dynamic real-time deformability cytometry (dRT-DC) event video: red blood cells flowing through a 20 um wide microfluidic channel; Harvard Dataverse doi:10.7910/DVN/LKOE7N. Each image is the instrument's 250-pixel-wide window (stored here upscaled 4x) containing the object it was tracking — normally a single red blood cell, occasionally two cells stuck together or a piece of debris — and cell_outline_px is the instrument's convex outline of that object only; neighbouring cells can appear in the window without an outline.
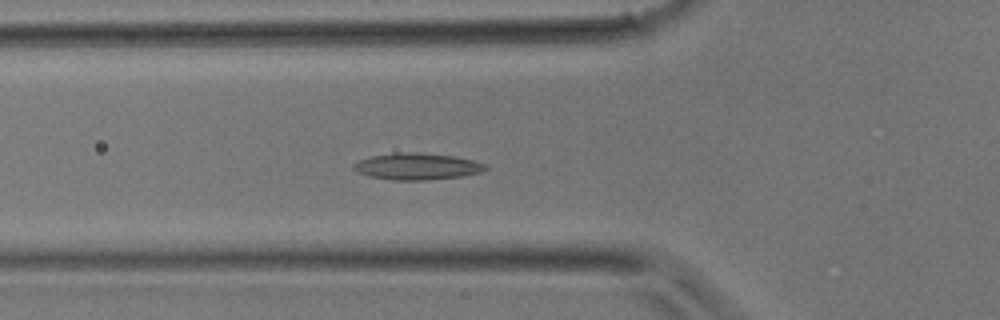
{"species": "common noctule bat (a hibernating species)", "species_latin": "Nyctalus noctula", "temperature_condition": "room temperature", "stored_images_in_passage": 37, "camera_frame_rate_fps": 3000, "um_per_image_px": 0.085, "animal": {"sex": "male", "body_mass_g": 17.9}, "frame": {"image": 1, "passage_image": 12, "time_ms": 3.667, "image_size_px": [1000, 320], "cell_outline_px": [[488, 168], [480, 172], [464, 176], [424, 180], [392, 180], [368, 176], [356, 172], [352, 168], [352, 164], [360, 160], [372, 156], [396, 152], [420, 152], [452, 156], [472, 160], [488, 164]], "centroid_in_image_um": [35.43, 14.14], "position_along_channel_um": 90.4, "area_um2": 20.58}}
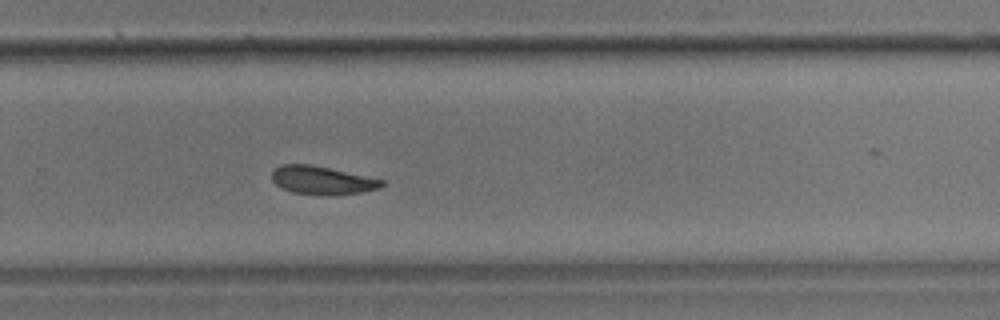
{"frame": {"image": 2, "passage_image": 24, "time_ms": 7.667, "image_size_px": [1000, 320], "cell_outline_px": [[384, 184], [380, 188], [360, 192], [292, 192], [276, 184], [272, 180], [272, 172], [280, 164], [308, 164], [328, 168], [384, 180]], "centroid_in_image_um": [27.34, 15.27], "position_along_channel_um": 302.5, "area_um2": 16.88}}
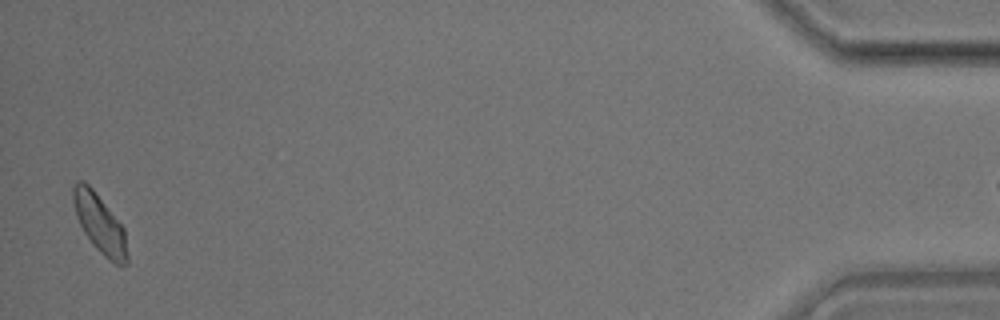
{"frame": {"image": 3, "passage_image": 36, "time_ms": 11.667, "image_size_px": [1000, 320], "cell_outline_px": [[128, 264], [120, 268], [108, 260], [96, 248], [84, 232], [76, 216], [72, 200], [72, 188], [76, 180], [84, 180], [92, 188], [124, 228], [128, 256]], "centroid_in_image_um": [8.48, 19.04], "position_along_channel_um": 426.7, "area_um2": 18.61}}